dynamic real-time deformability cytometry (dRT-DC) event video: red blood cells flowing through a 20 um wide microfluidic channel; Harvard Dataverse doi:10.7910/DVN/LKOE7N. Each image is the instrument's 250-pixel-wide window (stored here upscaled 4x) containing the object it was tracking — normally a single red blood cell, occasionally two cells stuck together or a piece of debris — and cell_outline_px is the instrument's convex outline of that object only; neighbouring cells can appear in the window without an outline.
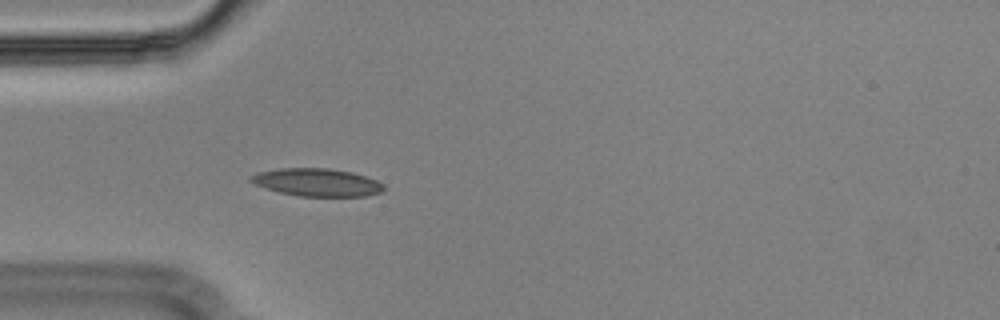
{"species": "Egyptian fruit bat (a non-hibernating species)", "species_latin": "Rousettus aegyptiacus", "temperature_condition": "cold", "stored_images_in_passage": 40, "camera_frame_rate_fps": 3000, "um_per_image_px": 0.085, "animal": {"sex": "male"}, "frame": {"image": 1, "passage_image": 1, "time_ms": 0.0, "image_size_px": [1000, 320], "cell_outline_px": [[384, 188], [380, 192], [364, 196], [300, 196], [280, 192], [256, 184], [248, 180], [248, 176], [256, 172], [280, 168], [328, 168], [352, 172], [376, 180], [384, 184]], "centroid_in_image_um": [26.92, 15.49], "position_along_channel_um": 58.1, "area_um2": 21.39}}
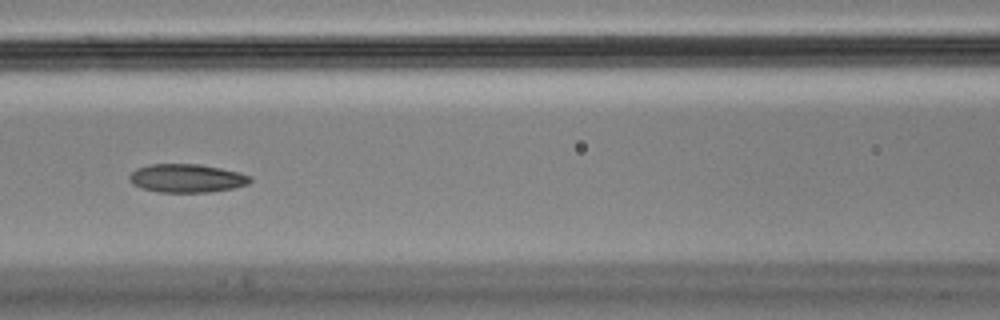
{"frame": {"image": 2, "passage_image": 9, "time_ms": 2.667, "image_size_px": [1000, 320], "cell_outline_px": [[252, 180], [248, 184], [232, 188], [208, 192], [160, 192], [140, 188], [132, 184], [128, 180], [128, 176], [136, 168], [148, 164], [200, 164], [240, 172], [252, 176]], "centroid_in_image_um": [15.85, 15.14], "position_along_channel_um": 150.7, "area_um2": 20.17}}
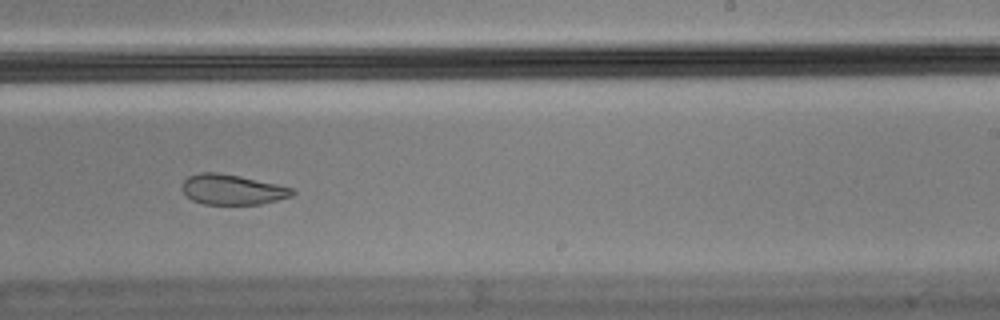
{"frame": {"image": 3, "passage_image": 19, "time_ms": 6.0, "image_size_px": [1000, 320], "cell_outline_px": [[296, 192], [292, 196], [260, 204], [204, 204], [192, 200], [180, 188], [184, 180], [188, 176], [200, 172], [216, 172], [240, 176], [276, 184], [292, 188]], "centroid_in_image_um": [19.72, 16.11], "position_along_channel_um": 269.3, "area_um2": 19.31}, "authors_computed_cell_mechanics": {"area_um2": 21.2126, "velocity_mm_per_s": 3.565, "shape_relaxation_time_tau1_ms": null, "shape_relaxation_time_tau2_ms": 2.2711, "deformation_change_tau1": null, "deformation_change_tau2": 0.0681}}